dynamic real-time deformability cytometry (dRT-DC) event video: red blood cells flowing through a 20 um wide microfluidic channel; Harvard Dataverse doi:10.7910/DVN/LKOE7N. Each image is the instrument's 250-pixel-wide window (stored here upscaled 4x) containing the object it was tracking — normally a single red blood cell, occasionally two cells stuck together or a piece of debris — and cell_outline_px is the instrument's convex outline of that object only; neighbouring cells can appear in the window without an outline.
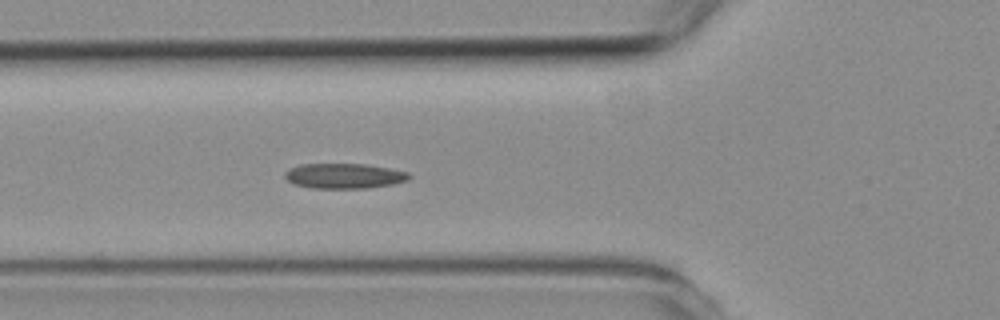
{"species": "common noctule bat (a hibernating species)", "species_latin": "Nyctalus noctula", "temperature_condition": "room temperature", "stored_images_in_passage": 2, "camera_frame_rate_fps": 3000, "um_per_image_px": 0.085, "animal": {"sex": "female", "body_mass_g": 19.3, "forearm_length_mm": 54.1}, "frame": {"image": 1, "passage_image": 2, "time_ms": 2.0, "image_size_px": [1000, 320], "cell_outline_px": [[412, 176], [408, 180], [392, 184], [368, 188], [312, 188], [296, 184], [288, 180], [284, 176], [284, 172], [288, 168], [300, 164], [368, 164], [408, 172]], "centroid_in_image_um": [29.25, 14.94], "position_along_channel_um": 96.5, "area_um2": 18.21}}